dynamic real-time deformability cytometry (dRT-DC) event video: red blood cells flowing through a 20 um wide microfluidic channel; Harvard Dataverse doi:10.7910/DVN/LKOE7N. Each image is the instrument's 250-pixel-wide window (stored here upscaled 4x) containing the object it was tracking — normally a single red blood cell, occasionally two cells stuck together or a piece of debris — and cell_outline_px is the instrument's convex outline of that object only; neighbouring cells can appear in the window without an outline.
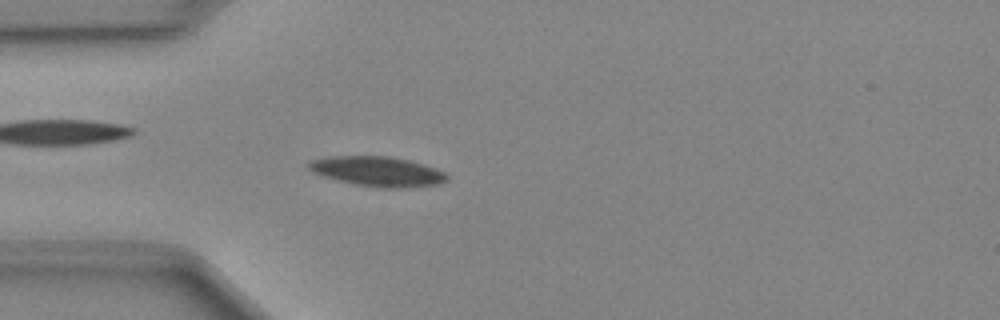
{"species": "Egyptian fruit bat (a non-hibernating species)", "species_latin": "Rousettus aegyptiacus", "temperature_condition": "cold", "stored_images_in_passage": 42, "camera_frame_rate_fps": 3000, "um_per_image_px": 0.085, "animal": {"sex": "female"}, "frame": {"image": 1, "passage_image": 7, "time_ms": 2.0, "image_size_px": [1000, 320], "cell_outline_px": [[448, 180], [436, 184], [404, 188], [380, 188], [356, 184], [336, 180], [312, 172], [308, 168], [308, 164], [312, 160], [332, 156], [392, 156], [424, 164], [436, 168], [444, 172], [448, 176]], "centroid_in_image_um": [32.11, 14.57], "position_along_channel_um": 52.9, "area_um2": 23.99}}
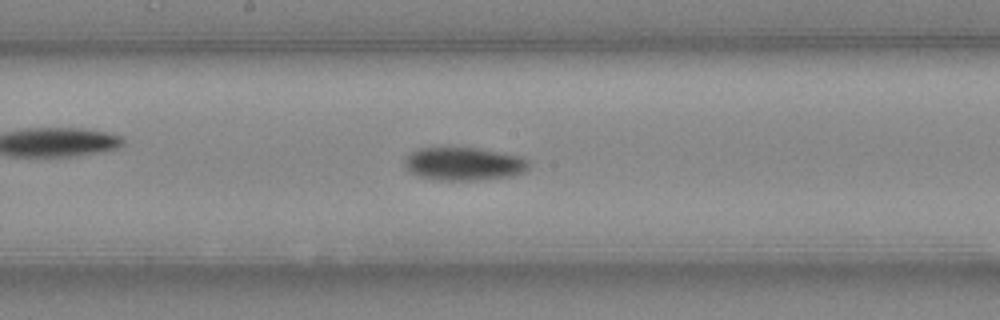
{"frame": {"image": 2, "passage_image": 19, "time_ms": 6.0, "image_size_px": [1000, 320], "cell_outline_px": [[528, 168], [524, 172], [512, 176], [480, 180], [436, 180], [420, 176], [412, 172], [404, 164], [404, 160], [412, 152], [420, 148], [476, 148], [520, 156], [528, 160]], "centroid_in_image_um": [39.45, 13.94], "position_along_channel_um": 208.7, "area_um2": 23.7}}
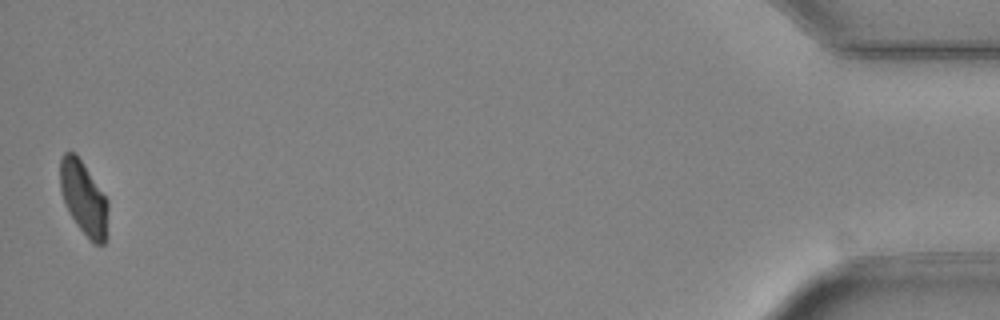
{"frame": {"image": 3, "passage_image": 42, "time_ms": 13.667, "image_size_px": [1000, 320], "cell_outline_px": [[108, 208], [104, 244], [92, 244], [76, 224], [60, 192], [60, 160], [64, 152], [76, 152], [108, 200]], "centroid_in_image_um": [7.1, 16.82], "position_along_channel_um": 428.1, "area_um2": 20.4}}